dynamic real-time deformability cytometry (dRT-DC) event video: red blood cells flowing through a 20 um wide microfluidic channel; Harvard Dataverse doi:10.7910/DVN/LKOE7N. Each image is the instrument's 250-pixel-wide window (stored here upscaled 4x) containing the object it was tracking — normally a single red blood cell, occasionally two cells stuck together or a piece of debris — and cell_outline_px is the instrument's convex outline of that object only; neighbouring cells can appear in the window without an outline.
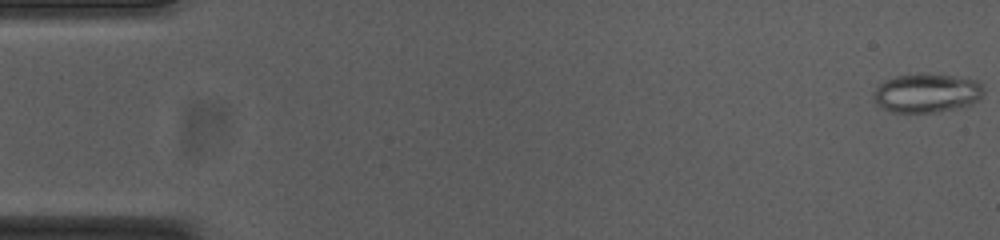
{"species": "common noctule bat (a hibernating species)", "species_latin": "Nyctalus noctula", "temperature_condition": "cold", "stored_images_in_passage": 54, "camera_frame_rate_fps": 3000, "um_per_image_px": 0.085, "animal": {"sex": "female", "body_mass_g": 23.0, "forearm_length_mm": 53.4}, "frame": {"image": 1, "passage_image": 1, "time_ms": 0.0, "image_size_px": [1000, 240], "cell_outline_px": [[984, 92], [980, 100], [972, 104], [936, 112], [892, 112], [880, 108], [876, 104], [876, 88], [880, 84], [896, 76], [956, 76], [980, 80], [984, 88]], "centroid_in_image_um": [78.85, 7.94], "position_along_channel_um": 6.1, "area_um2": 24.33}}
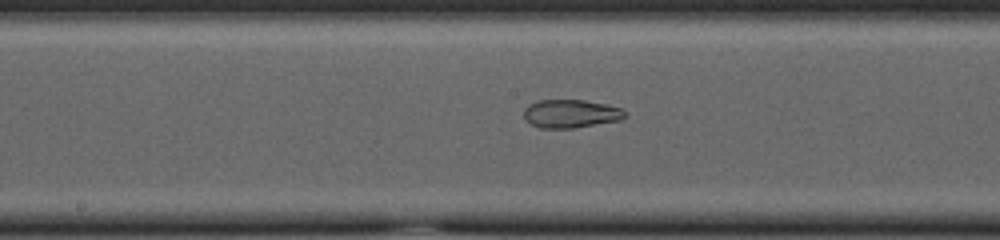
{"frame": {"image": 2, "passage_image": 28, "time_ms": 9.0, "image_size_px": [1000, 240], "cell_outline_px": [[628, 116], [620, 120], [572, 128], [540, 128], [532, 124], [524, 116], [524, 108], [528, 104], [536, 100], [584, 100], [604, 104], [620, 108], [628, 112]], "centroid_in_image_um": [48.53, 9.65], "position_along_channel_um": 199.7, "area_um2": 16.65}}
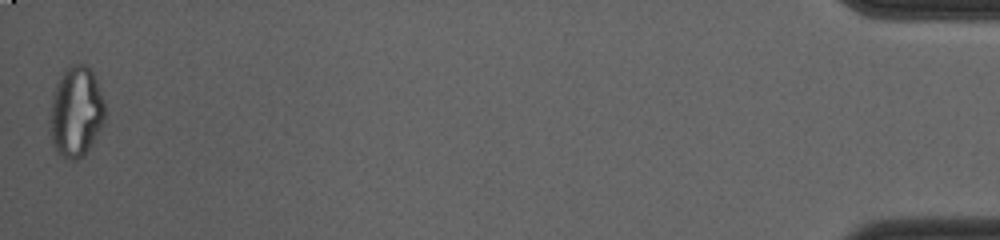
{"frame": {"image": 3, "passage_image": 54, "time_ms": 17.667, "image_size_px": [1000, 240], "cell_outline_px": [[104, 120], [100, 128], [88, 148], [76, 160], [72, 160], [64, 156], [56, 148], [52, 140], [52, 96], [64, 72], [68, 68], [76, 64], [88, 64], [96, 80], [104, 100]], "centroid_in_image_um": [6.51, 9.46], "position_along_channel_um": 428.7, "area_um2": 27.57}, "authors_computed_cell_mechanics": {"area_um2": 23.4957, "velocity_mm_per_s": 3.765, "shape_relaxation_time_tau1_ms": null, "shape_relaxation_time_tau2_ms": 1.9101, "deformation_change_tau1": null, "deformation_change_tau2": 0.0836}}